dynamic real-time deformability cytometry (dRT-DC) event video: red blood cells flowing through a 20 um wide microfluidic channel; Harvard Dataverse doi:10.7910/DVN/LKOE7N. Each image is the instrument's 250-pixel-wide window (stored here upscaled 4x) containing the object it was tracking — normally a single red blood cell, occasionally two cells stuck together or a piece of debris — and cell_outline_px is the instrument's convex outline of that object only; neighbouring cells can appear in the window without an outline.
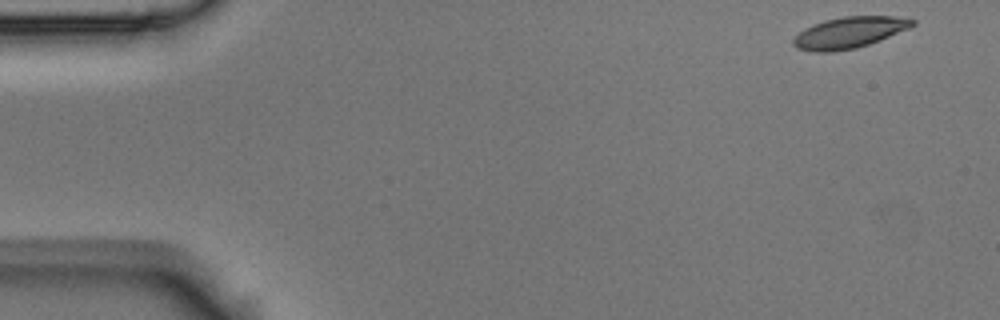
{"species": "Egyptian fruit bat (a non-hibernating species)", "species_latin": "Rousettus aegyptiacus", "temperature_condition": "room temperature", "stored_images_in_passage": 52, "camera_frame_rate_fps": 3000, "um_per_image_px": 0.085, "animal": {"sex": "male"}, "frame": {"image": 1, "passage_image": 1, "time_ms": 0.0, "image_size_px": [1000, 320], "cell_outline_px": [[916, 24], [908, 28], [880, 40], [856, 48], [832, 52], [812, 52], [796, 48], [792, 44], [792, 40], [804, 28], [812, 24], [824, 20], [844, 16], [896, 16], [916, 20]], "centroid_in_image_um": [72.16, 2.77], "position_along_channel_um": 12.8, "area_um2": 21.73}}
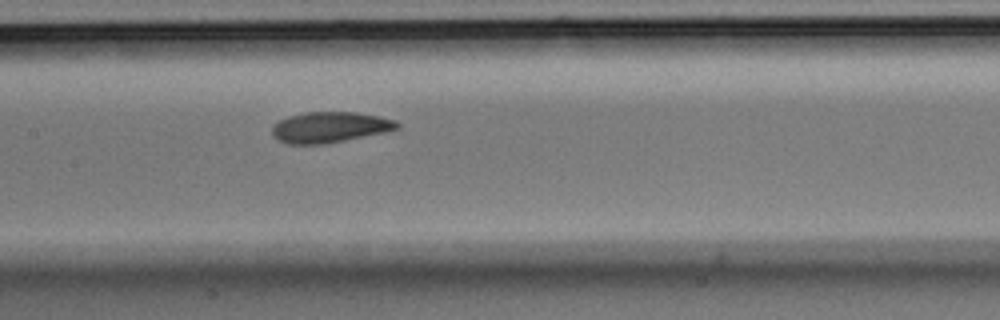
{"frame": {"image": 2, "passage_image": 24, "time_ms": 7.667, "image_size_px": [1000, 320], "cell_outline_px": [[400, 128], [384, 132], [324, 144], [288, 144], [272, 136], [272, 124], [288, 116], [308, 112], [356, 112], [380, 116], [396, 120], [400, 124]], "centroid_in_image_um": [28.03, 10.81], "position_along_channel_um": 179.4, "area_um2": 22.37}}
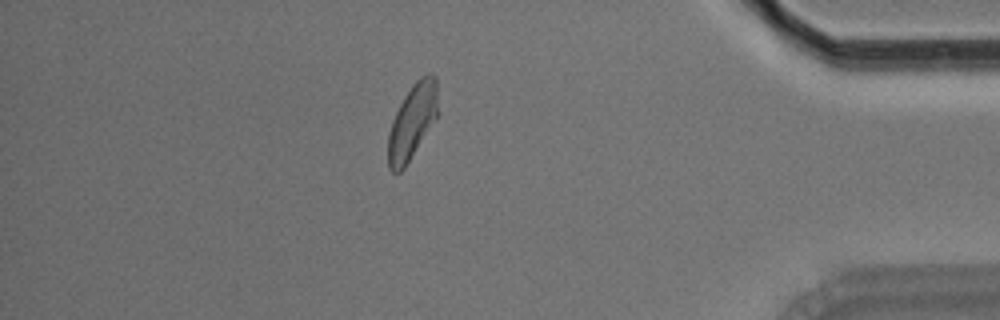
{"frame": {"image": 3, "passage_image": 45, "time_ms": 14.667, "image_size_px": [1000, 320], "cell_outline_px": [[440, 112], [404, 168], [400, 172], [392, 172], [388, 168], [388, 132], [392, 120], [404, 96], [412, 84], [420, 76], [428, 72], [436, 76]], "centroid_in_image_um": [35.07, 10.28], "position_along_channel_um": 400.1, "area_um2": 22.08}, "authors_computed_cell_mechanics": {"area_um2": 22.3108, "velocity_mm_per_s": 3.6935, "shape_relaxation_time_tau1_ms": 4.0711, "shape_relaxation_time_tau2_ms": 3.7162, "deformation_change_tau1": 0.133, "deformation_change_tau2": 0.0878}}